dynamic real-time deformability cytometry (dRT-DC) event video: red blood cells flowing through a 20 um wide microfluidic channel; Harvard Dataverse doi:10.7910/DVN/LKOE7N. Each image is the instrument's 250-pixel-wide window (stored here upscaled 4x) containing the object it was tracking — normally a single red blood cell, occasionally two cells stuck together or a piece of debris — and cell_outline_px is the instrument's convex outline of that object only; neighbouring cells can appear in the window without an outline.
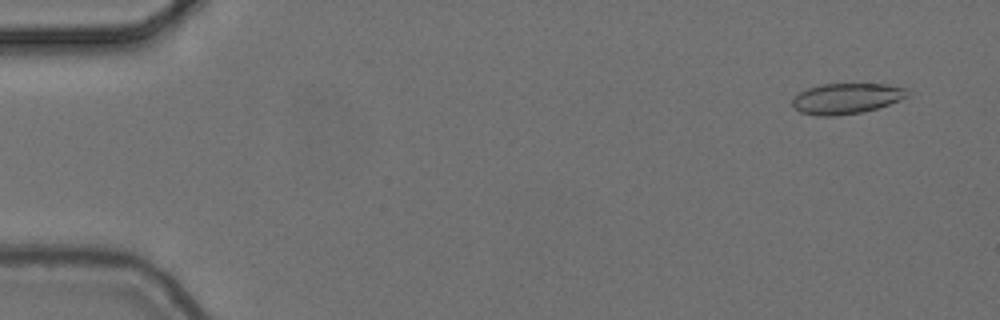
{"species": "common noctule bat (a hibernating species)", "species_latin": "Nyctalus noctula", "temperature_condition": "cold", "stored_images_in_passage": 5, "camera_frame_rate_fps": 3000, "um_per_image_px": 0.085, "animal": {"sex": "female", "body_mass_g": 24.6, "forearm_length_mm": 56.2}, "frame": {"image": 1, "passage_image": 2, "time_ms": 0.333, "image_size_px": [1000, 320], "cell_outline_px": [[908, 96], [888, 104], [864, 112], [836, 116], [816, 116], [800, 112], [792, 104], [792, 100], [800, 92], [808, 88], [820, 84], [888, 84], [904, 88], [908, 92]], "centroid_in_image_um": [71.92, 8.38], "position_along_channel_um": 13.1, "area_um2": 20.4}}
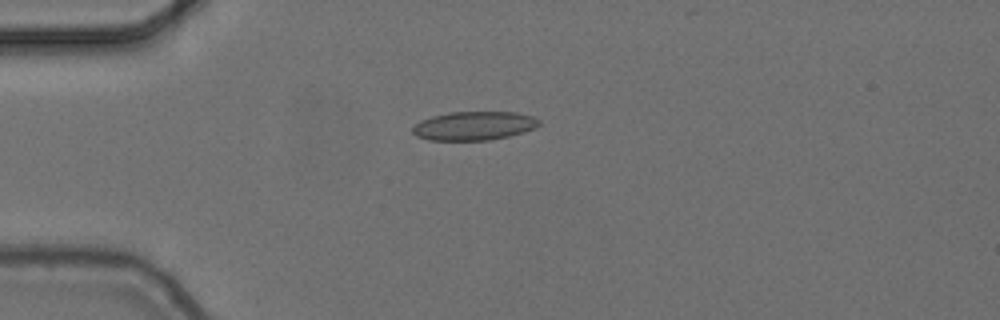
{"frame": {"image": 2, "passage_image": 5, "time_ms": 1.333, "image_size_px": [1000, 320], "cell_outline_px": [[540, 124], [536, 128], [524, 132], [508, 136], [488, 140], [428, 140], [416, 136], [412, 132], [412, 128], [420, 120], [432, 116], [448, 112], [516, 112], [532, 116], [540, 120]], "centroid_in_image_um": [40.29, 10.69], "position_along_channel_um": 44.7, "area_um2": 21.27}}